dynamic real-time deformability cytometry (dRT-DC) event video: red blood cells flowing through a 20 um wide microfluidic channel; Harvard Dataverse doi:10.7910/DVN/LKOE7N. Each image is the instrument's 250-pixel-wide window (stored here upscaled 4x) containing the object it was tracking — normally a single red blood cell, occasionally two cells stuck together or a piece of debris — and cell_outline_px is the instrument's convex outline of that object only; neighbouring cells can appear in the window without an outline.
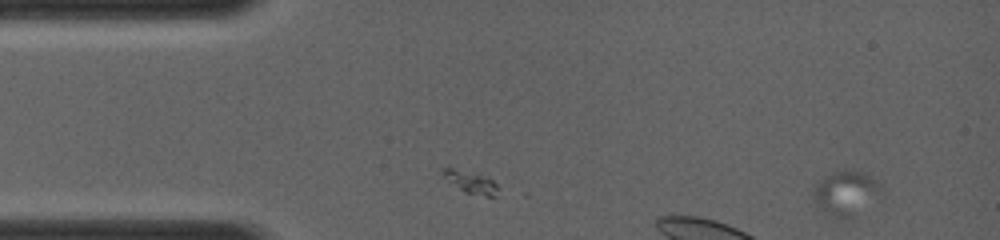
{"species": "common noctule bat (a hibernating species)", "species_latin": "Nyctalus noctula", "temperature_condition": "room temperature", "stored_images_in_passage": 12, "segment_of_instrument_passage": [1, 2], "camera_frame_rate_fps": 4000, "um_per_image_px": 0.085, "animal": {"sex": "female", "body_mass_g": 19.0, "forearm_length_mm": 56.7}, "frame": {"image": 1, "passage_image": 1, "time_ms": 0.0, "image_size_px": [1000, 240], "cell_outline_px": [[880, 184], [852, 220], [824, 216], [812, 204], [812, 188], [816, 180], [832, 172], [848, 168], [864, 172]], "centroid_in_image_um": [71.64, 16.42], "position_along_channel_um": 13.4, "area_um2": 17.63}}
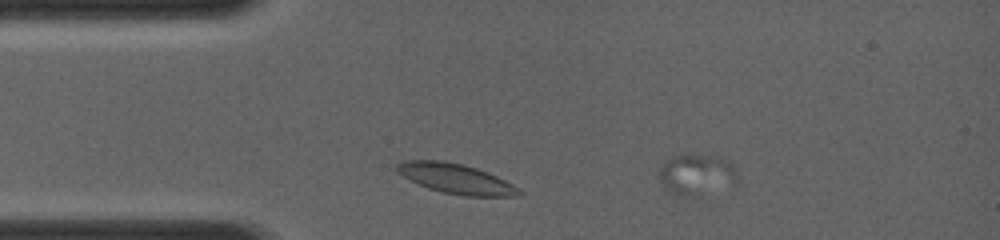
{"frame": {"image": 2, "passage_image": 11, "time_ms": 1.5, "image_size_px": [1000, 240], "cell_outline_px": [[524, 192], [520, 196], [464, 196], [444, 192], [428, 188], [396, 172], [396, 164], [404, 160], [444, 160], [464, 164], [476, 168], [496, 176], [512, 184]], "centroid_in_image_um": [38.76, 15.18], "position_along_channel_um": 46.2, "area_um2": 21.15}}